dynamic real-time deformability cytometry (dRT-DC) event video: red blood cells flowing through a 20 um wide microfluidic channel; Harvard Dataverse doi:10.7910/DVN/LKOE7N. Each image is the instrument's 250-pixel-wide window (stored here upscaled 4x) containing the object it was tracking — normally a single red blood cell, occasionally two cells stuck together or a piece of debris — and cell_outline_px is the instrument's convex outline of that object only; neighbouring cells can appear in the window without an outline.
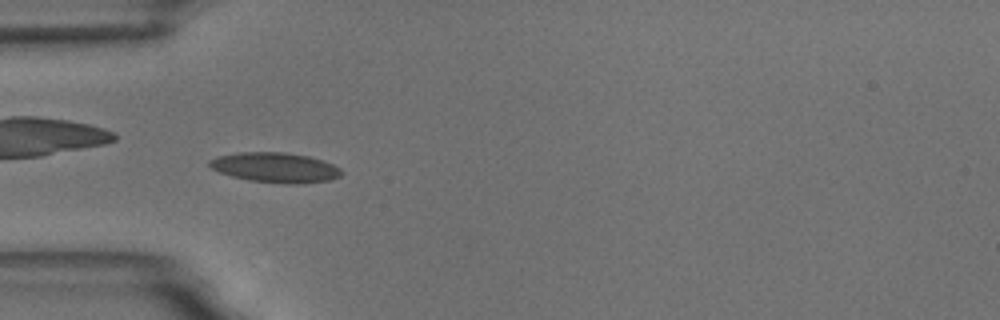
{"species": "common noctule bat (a hibernating species)", "species_latin": "Nyctalus noctula", "temperature_condition": "room temperature", "stored_images_in_passage": 57, "camera_frame_rate_fps": 3000, "um_per_image_px": 0.085, "animal": {"sex": "male", "body_mass_g": 18.8}, "frame": {"image": 1, "passage_image": 17, "time_ms": 5.333, "image_size_px": [1000, 320], "cell_outline_px": [[344, 172], [340, 176], [332, 180], [300, 184], [284, 184], [248, 180], [232, 176], [220, 172], [212, 168], [208, 164], [208, 160], [216, 156], [240, 152], [284, 152], [308, 156], [324, 160], [340, 168]], "centroid_in_image_um": [23.42, 14.24], "position_along_channel_um": 61.6, "area_um2": 23.29}, "authors_computed_cell_mechanics": {"area_um2": 20.9814, "velocity_mm_per_s": 3.4972, "shape_relaxation_time_tau1_ms": 6.8401, "shape_relaxation_time_tau2_ms": 2.8939, "deformation_change_tau1": 0.1401, "deformation_change_tau2": 0.0759}}